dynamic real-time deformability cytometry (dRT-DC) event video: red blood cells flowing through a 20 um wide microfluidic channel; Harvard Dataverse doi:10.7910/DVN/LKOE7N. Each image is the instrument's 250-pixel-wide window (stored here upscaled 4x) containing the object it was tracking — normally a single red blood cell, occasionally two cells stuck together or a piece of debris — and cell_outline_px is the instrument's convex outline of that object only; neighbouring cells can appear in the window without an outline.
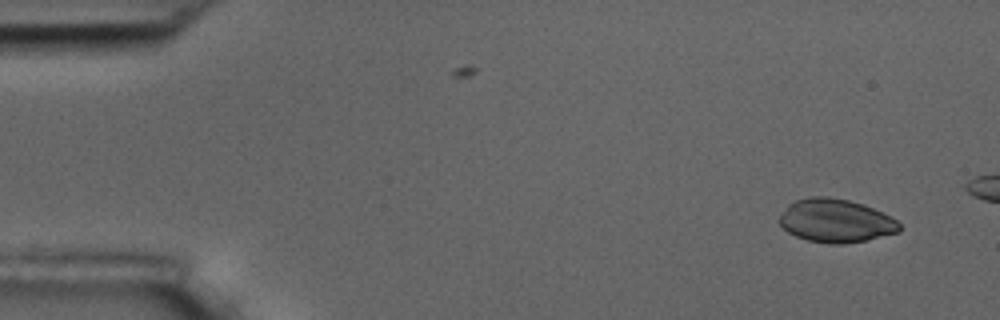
{"species": "common noctule bat (a hibernating species)", "species_latin": "Nyctalus noctula", "temperature_condition": "room temperature", "stored_images_in_passage": 2, "camera_frame_rate_fps": 3000, "um_per_image_px": 0.085, "animal": {"sex": "male", "body_mass_g": 17.5, "forearm_length_mm": 52.3}, "frame": {"image": 1, "passage_image": 2, "time_ms": 1.333, "image_size_px": [1000, 320], "cell_outline_px": [[900, 232], [868, 240], [844, 244], [828, 244], [808, 240], [796, 236], [788, 232], [776, 220], [788, 204], [796, 200], [812, 196], [828, 196], [848, 200], [864, 204], [896, 220], [900, 224]], "centroid_in_image_um": [71.01, 18.77], "position_along_channel_um": 14.0, "area_um2": 30.46}}